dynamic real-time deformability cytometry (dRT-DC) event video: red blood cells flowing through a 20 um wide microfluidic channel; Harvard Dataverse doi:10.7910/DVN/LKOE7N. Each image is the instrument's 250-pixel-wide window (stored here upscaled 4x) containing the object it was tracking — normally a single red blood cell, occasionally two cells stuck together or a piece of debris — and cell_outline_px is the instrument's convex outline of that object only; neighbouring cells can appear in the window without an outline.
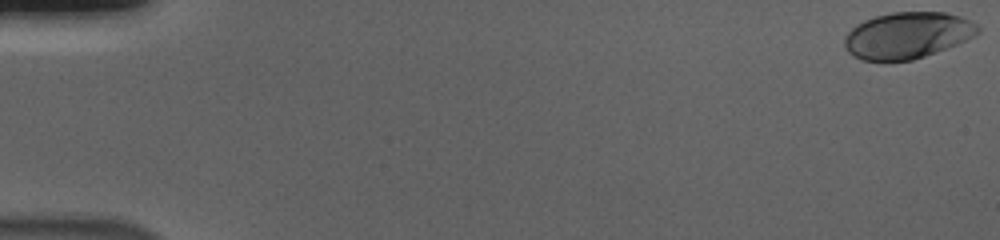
{"species": "human", "species_latin": "Homo sapiens", "temperature_condition": "cold", "stored_images_in_passage": 57, "camera_frame_rate_fps": 3000, "um_per_image_px": 0.085, "donor": {"sex": "male"}, "frame": {"image": 1, "passage_image": 1, "time_ms": 0.0, "image_size_px": [1000, 240], "cell_outline_px": [[980, 32], [976, 36], [936, 52], [912, 60], [860, 60], [852, 56], [844, 48], [844, 36], [856, 24], [864, 20], [876, 16], [892, 12], [944, 12], [960, 16], [976, 24], [980, 28]], "centroid_in_image_um": [77.11, 3.0], "position_along_channel_um": 7.9, "area_um2": 36.07}}
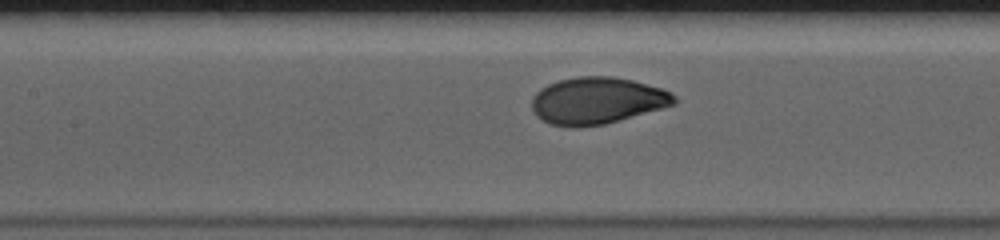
{"frame": {"image": 2, "passage_image": 27, "time_ms": 8.667, "image_size_px": [1000, 240], "cell_outline_px": [[676, 104], [664, 108], [604, 124], [576, 128], [568, 128], [548, 124], [536, 116], [532, 108], [532, 96], [540, 88], [548, 84], [560, 80], [580, 76], [612, 76], [632, 80], [660, 88], [672, 92], [676, 96]], "centroid_in_image_um": [50.74, 8.57], "position_along_channel_um": 156.7, "area_um2": 39.19}}
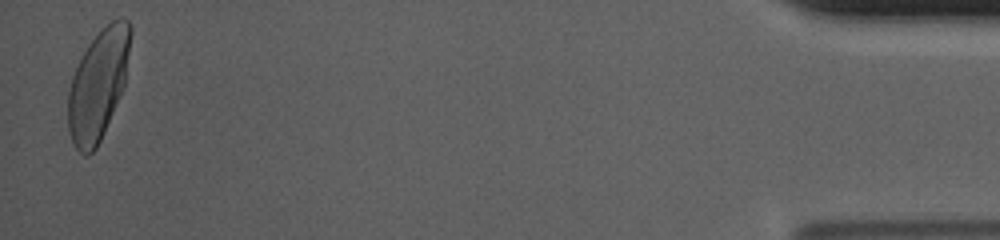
{"frame": {"image": 3, "passage_image": 56, "time_ms": 18.333, "image_size_px": [1000, 240], "cell_outline_px": [[132, 32], [124, 88], [100, 140], [96, 148], [88, 156], [84, 156], [76, 148], [72, 140], [68, 128], [68, 92], [72, 76], [80, 56], [88, 44], [112, 20], [120, 16], [128, 20], [132, 28]], "centroid_in_image_um": [8.35, 7.18], "position_along_channel_um": 426.8, "area_um2": 40.06}, "authors_computed_cell_mechanics": {"area_um2": 38.3214, "velocity_mm_per_s": 3.6686, "shape_relaxation_time_tau1_ms": 2.7158, "shape_relaxation_time_tau2_ms": null, "deformation_change_tau1": 0.1503, "deformation_change_tau2": null}}